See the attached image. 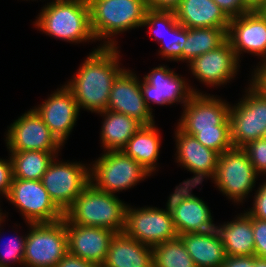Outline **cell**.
<instances>
[{
	"instance_id": "1",
	"label": "cell",
	"mask_w": 266,
	"mask_h": 267,
	"mask_svg": "<svg viewBox=\"0 0 266 267\" xmlns=\"http://www.w3.org/2000/svg\"><path fill=\"white\" fill-rule=\"evenodd\" d=\"M119 46H98L89 52L78 72L65 84L72 92L79 110L100 113L107 110L109 94L120 68ZM120 62V63H119Z\"/></svg>"
},
{
	"instance_id": "2",
	"label": "cell",
	"mask_w": 266,
	"mask_h": 267,
	"mask_svg": "<svg viewBox=\"0 0 266 267\" xmlns=\"http://www.w3.org/2000/svg\"><path fill=\"white\" fill-rule=\"evenodd\" d=\"M46 35L72 43L96 41L86 0H52L45 4L33 24Z\"/></svg>"
},
{
	"instance_id": "3",
	"label": "cell",
	"mask_w": 266,
	"mask_h": 267,
	"mask_svg": "<svg viewBox=\"0 0 266 267\" xmlns=\"http://www.w3.org/2000/svg\"><path fill=\"white\" fill-rule=\"evenodd\" d=\"M89 6L93 36L105 47L117 46L119 33L141 27L148 10L145 0H91Z\"/></svg>"
},
{
	"instance_id": "4",
	"label": "cell",
	"mask_w": 266,
	"mask_h": 267,
	"mask_svg": "<svg viewBox=\"0 0 266 267\" xmlns=\"http://www.w3.org/2000/svg\"><path fill=\"white\" fill-rule=\"evenodd\" d=\"M127 204L116 194L96 189L91 183L64 212L66 224L107 228L115 233L124 231Z\"/></svg>"
},
{
	"instance_id": "5",
	"label": "cell",
	"mask_w": 266,
	"mask_h": 267,
	"mask_svg": "<svg viewBox=\"0 0 266 267\" xmlns=\"http://www.w3.org/2000/svg\"><path fill=\"white\" fill-rule=\"evenodd\" d=\"M90 166V183L98 190L115 194L152 176L122 150L102 153ZM148 176V177H147Z\"/></svg>"
},
{
	"instance_id": "6",
	"label": "cell",
	"mask_w": 266,
	"mask_h": 267,
	"mask_svg": "<svg viewBox=\"0 0 266 267\" xmlns=\"http://www.w3.org/2000/svg\"><path fill=\"white\" fill-rule=\"evenodd\" d=\"M22 267H55L68 252L64 218L55 222L29 223Z\"/></svg>"
},
{
	"instance_id": "7",
	"label": "cell",
	"mask_w": 266,
	"mask_h": 267,
	"mask_svg": "<svg viewBox=\"0 0 266 267\" xmlns=\"http://www.w3.org/2000/svg\"><path fill=\"white\" fill-rule=\"evenodd\" d=\"M258 173L242 148H232L219 155L213 180L215 186L233 203H243L255 188Z\"/></svg>"
},
{
	"instance_id": "8",
	"label": "cell",
	"mask_w": 266,
	"mask_h": 267,
	"mask_svg": "<svg viewBox=\"0 0 266 267\" xmlns=\"http://www.w3.org/2000/svg\"><path fill=\"white\" fill-rule=\"evenodd\" d=\"M50 162L41 179L50 199L64 213L90 184V165L79 162Z\"/></svg>"
},
{
	"instance_id": "9",
	"label": "cell",
	"mask_w": 266,
	"mask_h": 267,
	"mask_svg": "<svg viewBox=\"0 0 266 267\" xmlns=\"http://www.w3.org/2000/svg\"><path fill=\"white\" fill-rule=\"evenodd\" d=\"M235 105L230 104L231 141L234 148L263 138L266 132V98L251 84Z\"/></svg>"
},
{
	"instance_id": "10",
	"label": "cell",
	"mask_w": 266,
	"mask_h": 267,
	"mask_svg": "<svg viewBox=\"0 0 266 267\" xmlns=\"http://www.w3.org/2000/svg\"><path fill=\"white\" fill-rule=\"evenodd\" d=\"M123 232L150 247L178 236L167 204L165 209L151 206L135 209L127 204Z\"/></svg>"
},
{
	"instance_id": "11",
	"label": "cell",
	"mask_w": 266,
	"mask_h": 267,
	"mask_svg": "<svg viewBox=\"0 0 266 267\" xmlns=\"http://www.w3.org/2000/svg\"><path fill=\"white\" fill-rule=\"evenodd\" d=\"M5 199L18 208L25 222H55L64 218V213L50 199L41 180L13 178Z\"/></svg>"
},
{
	"instance_id": "12",
	"label": "cell",
	"mask_w": 266,
	"mask_h": 267,
	"mask_svg": "<svg viewBox=\"0 0 266 267\" xmlns=\"http://www.w3.org/2000/svg\"><path fill=\"white\" fill-rule=\"evenodd\" d=\"M197 185L175 187L169 195V206L178 236L187 233H205L214 230L215 224L207 203L192 193Z\"/></svg>"
},
{
	"instance_id": "13",
	"label": "cell",
	"mask_w": 266,
	"mask_h": 267,
	"mask_svg": "<svg viewBox=\"0 0 266 267\" xmlns=\"http://www.w3.org/2000/svg\"><path fill=\"white\" fill-rule=\"evenodd\" d=\"M142 95L149 110L152 111L151 103L157 105H174L181 103L184 106L194 94H203L192 88L182 75L167 65H159L144 75L140 80Z\"/></svg>"
},
{
	"instance_id": "14",
	"label": "cell",
	"mask_w": 266,
	"mask_h": 267,
	"mask_svg": "<svg viewBox=\"0 0 266 267\" xmlns=\"http://www.w3.org/2000/svg\"><path fill=\"white\" fill-rule=\"evenodd\" d=\"M6 146L9 152L45 151L60 152L62 144L42 121L34 109H30L8 126Z\"/></svg>"
},
{
	"instance_id": "15",
	"label": "cell",
	"mask_w": 266,
	"mask_h": 267,
	"mask_svg": "<svg viewBox=\"0 0 266 267\" xmlns=\"http://www.w3.org/2000/svg\"><path fill=\"white\" fill-rule=\"evenodd\" d=\"M183 107L177 126L188 135L217 130L219 125H230L229 102L214 95L194 94Z\"/></svg>"
},
{
	"instance_id": "16",
	"label": "cell",
	"mask_w": 266,
	"mask_h": 267,
	"mask_svg": "<svg viewBox=\"0 0 266 267\" xmlns=\"http://www.w3.org/2000/svg\"><path fill=\"white\" fill-rule=\"evenodd\" d=\"M176 162L194 174L181 185H201L206 178L212 179L217 168L219 154L203 146L194 136L183 132L178 126L175 129Z\"/></svg>"
},
{
	"instance_id": "17",
	"label": "cell",
	"mask_w": 266,
	"mask_h": 267,
	"mask_svg": "<svg viewBox=\"0 0 266 267\" xmlns=\"http://www.w3.org/2000/svg\"><path fill=\"white\" fill-rule=\"evenodd\" d=\"M227 40L239 59L241 54L250 53L266 61V15L260 9H252L230 19Z\"/></svg>"
},
{
	"instance_id": "18",
	"label": "cell",
	"mask_w": 266,
	"mask_h": 267,
	"mask_svg": "<svg viewBox=\"0 0 266 267\" xmlns=\"http://www.w3.org/2000/svg\"><path fill=\"white\" fill-rule=\"evenodd\" d=\"M240 59L237 58L228 40L218 48L206 52L194 60L188 66L195 78L209 87L226 85L239 72ZM239 67V68H238Z\"/></svg>"
},
{
	"instance_id": "19",
	"label": "cell",
	"mask_w": 266,
	"mask_h": 267,
	"mask_svg": "<svg viewBox=\"0 0 266 267\" xmlns=\"http://www.w3.org/2000/svg\"><path fill=\"white\" fill-rule=\"evenodd\" d=\"M139 80L135 72L124 69L112 85L107 110L130 116L142 125H151L155 116L144 101Z\"/></svg>"
},
{
	"instance_id": "20",
	"label": "cell",
	"mask_w": 266,
	"mask_h": 267,
	"mask_svg": "<svg viewBox=\"0 0 266 267\" xmlns=\"http://www.w3.org/2000/svg\"><path fill=\"white\" fill-rule=\"evenodd\" d=\"M60 87L33 109L64 146L76 125L80 110L71 90L65 84Z\"/></svg>"
},
{
	"instance_id": "21",
	"label": "cell",
	"mask_w": 266,
	"mask_h": 267,
	"mask_svg": "<svg viewBox=\"0 0 266 267\" xmlns=\"http://www.w3.org/2000/svg\"><path fill=\"white\" fill-rule=\"evenodd\" d=\"M68 251L99 266L104 262L115 232L102 227L66 224Z\"/></svg>"
},
{
	"instance_id": "22",
	"label": "cell",
	"mask_w": 266,
	"mask_h": 267,
	"mask_svg": "<svg viewBox=\"0 0 266 267\" xmlns=\"http://www.w3.org/2000/svg\"><path fill=\"white\" fill-rule=\"evenodd\" d=\"M174 13L177 22L186 28H228L230 23L213 0H182Z\"/></svg>"
},
{
	"instance_id": "23",
	"label": "cell",
	"mask_w": 266,
	"mask_h": 267,
	"mask_svg": "<svg viewBox=\"0 0 266 267\" xmlns=\"http://www.w3.org/2000/svg\"><path fill=\"white\" fill-rule=\"evenodd\" d=\"M101 267H153L152 247L124 232L116 233Z\"/></svg>"
},
{
	"instance_id": "24",
	"label": "cell",
	"mask_w": 266,
	"mask_h": 267,
	"mask_svg": "<svg viewBox=\"0 0 266 267\" xmlns=\"http://www.w3.org/2000/svg\"><path fill=\"white\" fill-rule=\"evenodd\" d=\"M244 212L230 222L217 226L215 224L214 231L224 245L226 256L254 255L252 216L245 210Z\"/></svg>"
},
{
	"instance_id": "25",
	"label": "cell",
	"mask_w": 266,
	"mask_h": 267,
	"mask_svg": "<svg viewBox=\"0 0 266 267\" xmlns=\"http://www.w3.org/2000/svg\"><path fill=\"white\" fill-rule=\"evenodd\" d=\"M161 137L155 123L142 125L128 140L122 151L137 161L151 175L157 169Z\"/></svg>"
},
{
	"instance_id": "26",
	"label": "cell",
	"mask_w": 266,
	"mask_h": 267,
	"mask_svg": "<svg viewBox=\"0 0 266 267\" xmlns=\"http://www.w3.org/2000/svg\"><path fill=\"white\" fill-rule=\"evenodd\" d=\"M196 267H221L226 258L225 248L216 232L179 235Z\"/></svg>"
},
{
	"instance_id": "27",
	"label": "cell",
	"mask_w": 266,
	"mask_h": 267,
	"mask_svg": "<svg viewBox=\"0 0 266 267\" xmlns=\"http://www.w3.org/2000/svg\"><path fill=\"white\" fill-rule=\"evenodd\" d=\"M97 114L104 118L100 129V142L104 152L122 150L142 126L136 119L125 114L110 110Z\"/></svg>"
},
{
	"instance_id": "28",
	"label": "cell",
	"mask_w": 266,
	"mask_h": 267,
	"mask_svg": "<svg viewBox=\"0 0 266 267\" xmlns=\"http://www.w3.org/2000/svg\"><path fill=\"white\" fill-rule=\"evenodd\" d=\"M228 28H186L182 62L190 63L198 56L214 50L227 40Z\"/></svg>"
},
{
	"instance_id": "29",
	"label": "cell",
	"mask_w": 266,
	"mask_h": 267,
	"mask_svg": "<svg viewBox=\"0 0 266 267\" xmlns=\"http://www.w3.org/2000/svg\"><path fill=\"white\" fill-rule=\"evenodd\" d=\"M9 153H11L13 178L24 180H41L50 162L55 156H59V152L36 150Z\"/></svg>"
},
{
	"instance_id": "30",
	"label": "cell",
	"mask_w": 266,
	"mask_h": 267,
	"mask_svg": "<svg viewBox=\"0 0 266 267\" xmlns=\"http://www.w3.org/2000/svg\"><path fill=\"white\" fill-rule=\"evenodd\" d=\"M153 267H196L180 236L152 247Z\"/></svg>"
},
{
	"instance_id": "31",
	"label": "cell",
	"mask_w": 266,
	"mask_h": 267,
	"mask_svg": "<svg viewBox=\"0 0 266 267\" xmlns=\"http://www.w3.org/2000/svg\"><path fill=\"white\" fill-rule=\"evenodd\" d=\"M170 37V38H167ZM186 42V27L176 22L171 28H167L166 35L159 43L158 54L170 61H182V50Z\"/></svg>"
},
{
	"instance_id": "32",
	"label": "cell",
	"mask_w": 266,
	"mask_h": 267,
	"mask_svg": "<svg viewBox=\"0 0 266 267\" xmlns=\"http://www.w3.org/2000/svg\"><path fill=\"white\" fill-rule=\"evenodd\" d=\"M203 146L219 155L233 148L230 125H219L217 130L198 131L193 135Z\"/></svg>"
},
{
	"instance_id": "33",
	"label": "cell",
	"mask_w": 266,
	"mask_h": 267,
	"mask_svg": "<svg viewBox=\"0 0 266 267\" xmlns=\"http://www.w3.org/2000/svg\"><path fill=\"white\" fill-rule=\"evenodd\" d=\"M177 22L174 11H164V10H152L148 9L146 12L145 20L141 27H148V31L151 35L153 33L154 37L159 43L163 40L166 35L167 28H171Z\"/></svg>"
},
{
	"instance_id": "34",
	"label": "cell",
	"mask_w": 266,
	"mask_h": 267,
	"mask_svg": "<svg viewBox=\"0 0 266 267\" xmlns=\"http://www.w3.org/2000/svg\"><path fill=\"white\" fill-rule=\"evenodd\" d=\"M2 225L3 223L0 224V231ZM26 236V234L24 236H12L7 243L0 240V244L3 246V248H0V267L16 266L15 264L23 265Z\"/></svg>"
},
{
	"instance_id": "35",
	"label": "cell",
	"mask_w": 266,
	"mask_h": 267,
	"mask_svg": "<svg viewBox=\"0 0 266 267\" xmlns=\"http://www.w3.org/2000/svg\"><path fill=\"white\" fill-rule=\"evenodd\" d=\"M242 149L247 153L249 161L258 175L266 176V140L261 138L251 141Z\"/></svg>"
},
{
	"instance_id": "36",
	"label": "cell",
	"mask_w": 266,
	"mask_h": 267,
	"mask_svg": "<svg viewBox=\"0 0 266 267\" xmlns=\"http://www.w3.org/2000/svg\"><path fill=\"white\" fill-rule=\"evenodd\" d=\"M252 229L255 243L254 255L266 258V221L252 217Z\"/></svg>"
},
{
	"instance_id": "37",
	"label": "cell",
	"mask_w": 266,
	"mask_h": 267,
	"mask_svg": "<svg viewBox=\"0 0 266 267\" xmlns=\"http://www.w3.org/2000/svg\"><path fill=\"white\" fill-rule=\"evenodd\" d=\"M253 198V207L246 212L253 218L266 221V180L259 185Z\"/></svg>"
},
{
	"instance_id": "38",
	"label": "cell",
	"mask_w": 266,
	"mask_h": 267,
	"mask_svg": "<svg viewBox=\"0 0 266 267\" xmlns=\"http://www.w3.org/2000/svg\"><path fill=\"white\" fill-rule=\"evenodd\" d=\"M231 19L249 12L252 8L244 0H213Z\"/></svg>"
},
{
	"instance_id": "39",
	"label": "cell",
	"mask_w": 266,
	"mask_h": 267,
	"mask_svg": "<svg viewBox=\"0 0 266 267\" xmlns=\"http://www.w3.org/2000/svg\"><path fill=\"white\" fill-rule=\"evenodd\" d=\"M13 180V166L9 154L8 159L0 158V195L8 196Z\"/></svg>"
},
{
	"instance_id": "40",
	"label": "cell",
	"mask_w": 266,
	"mask_h": 267,
	"mask_svg": "<svg viewBox=\"0 0 266 267\" xmlns=\"http://www.w3.org/2000/svg\"><path fill=\"white\" fill-rule=\"evenodd\" d=\"M252 79L248 80L256 90H258L266 98V61L260 63L256 68L253 69Z\"/></svg>"
},
{
	"instance_id": "41",
	"label": "cell",
	"mask_w": 266,
	"mask_h": 267,
	"mask_svg": "<svg viewBox=\"0 0 266 267\" xmlns=\"http://www.w3.org/2000/svg\"><path fill=\"white\" fill-rule=\"evenodd\" d=\"M55 267H101V266L86 261L84 259H81L80 257L73 255L68 251Z\"/></svg>"
},
{
	"instance_id": "42",
	"label": "cell",
	"mask_w": 266,
	"mask_h": 267,
	"mask_svg": "<svg viewBox=\"0 0 266 267\" xmlns=\"http://www.w3.org/2000/svg\"><path fill=\"white\" fill-rule=\"evenodd\" d=\"M221 267H254V255L226 256Z\"/></svg>"
},
{
	"instance_id": "43",
	"label": "cell",
	"mask_w": 266,
	"mask_h": 267,
	"mask_svg": "<svg viewBox=\"0 0 266 267\" xmlns=\"http://www.w3.org/2000/svg\"><path fill=\"white\" fill-rule=\"evenodd\" d=\"M148 9L174 11L182 0H145Z\"/></svg>"
},
{
	"instance_id": "44",
	"label": "cell",
	"mask_w": 266,
	"mask_h": 267,
	"mask_svg": "<svg viewBox=\"0 0 266 267\" xmlns=\"http://www.w3.org/2000/svg\"><path fill=\"white\" fill-rule=\"evenodd\" d=\"M252 9H259L265 0H244Z\"/></svg>"
},
{
	"instance_id": "45",
	"label": "cell",
	"mask_w": 266,
	"mask_h": 267,
	"mask_svg": "<svg viewBox=\"0 0 266 267\" xmlns=\"http://www.w3.org/2000/svg\"><path fill=\"white\" fill-rule=\"evenodd\" d=\"M254 267H266V258L254 255Z\"/></svg>"
},
{
	"instance_id": "46",
	"label": "cell",
	"mask_w": 266,
	"mask_h": 267,
	"mask_svg": "<svg viewBox=\"0 0 266 267\" xmlns=\"http://www.w3.org/2000/svg\"><path fill=\"white\" fill-rule=\"evenodd\" d=\"M1 207V206H0ZM2 208H0V224L1 223H3V222H5L6 220V214H4L3 212H2V210H1Z\"/></svg>"
},
{
	"instance_id": "47",
	"label": "cell",
	"mask_w": 266,
	"mask_h": 267,
	"mask_svg": "<svg viewBox=\"0 0 266 267\" xmlns=\"http://www.w3.org/2000/svg\"><path fill=\"white\" fill-rule=\"evenodd\" d=\"M259 9L266 15V0Z\"/></svg>"
}]
</instances>
